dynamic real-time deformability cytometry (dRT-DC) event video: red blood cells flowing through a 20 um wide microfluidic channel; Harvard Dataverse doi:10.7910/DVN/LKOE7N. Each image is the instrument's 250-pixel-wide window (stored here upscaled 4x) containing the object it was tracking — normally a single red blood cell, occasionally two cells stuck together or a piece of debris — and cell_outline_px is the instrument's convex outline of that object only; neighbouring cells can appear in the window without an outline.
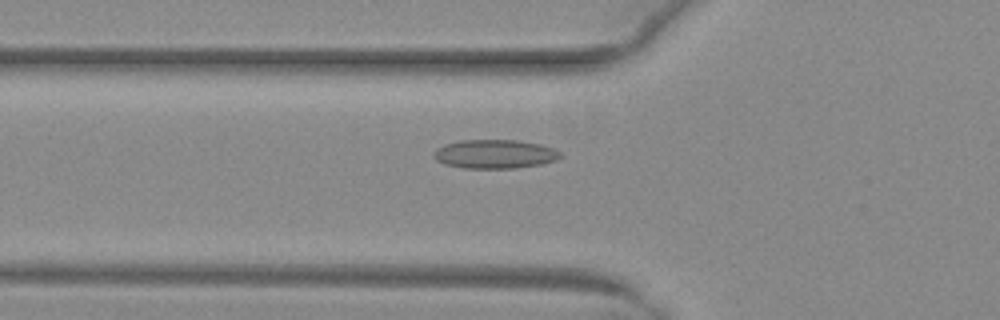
{"species": "common noctule bat (a hibernating species)", "species_latin": "Nyctalus noctula", "temperature_condition": "warm", "stored_images_in_passage": 42, "camera_frame_rate_fps": 3000, "um_per_image_px": 0.085, "animal": {"sex": "female", "body_mass_g": 29.2, "forearm_length_mm": 56.3}, "frame": {"image": 1, "passage_image": 10, "time_ms": 3.0, "image_size_px": [1000, 320], "cell_outline_px": [[564, 156], [556, 160], [540, 164], [516, 168], [464, 168], [444, 164], [436, 160], [432, 156], [432, 152], [436, 148], [444, 144], [460, 140], [516, 140], [540, 144], [552, 148], [560, 152]], "centroid_in_image_um": [42.02, 13.09], "position_along_channel_um": 83.8, "area_um2": 21.44}}
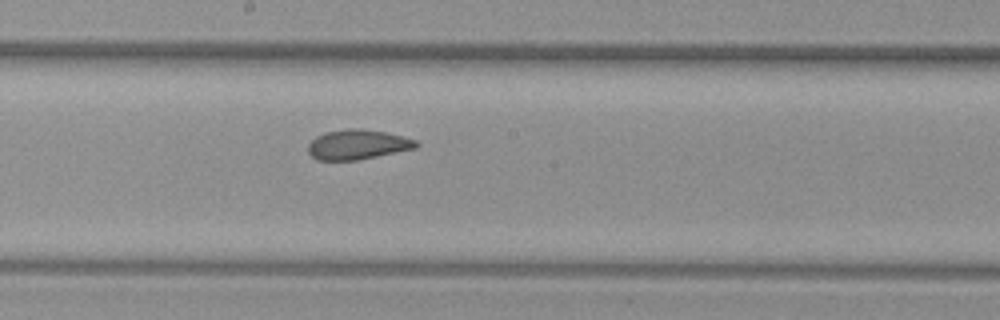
{"frame": {"image": 2, "passage_image": 20, "time_ms": 6.333, "image_size_px": [1000, 320], "cell_outline_px": [[420, 144], [416, 148], [356, 160], [316, 160], [308, 152], [308, 144], [316, 136], [324, 132], [348, 128], [360, 128], [384, 132], [416, 140]], "centroid_in_image_um": [30.36, 12.28], "position_along_channel_um": 217.8, "area_um2": 18.67}}
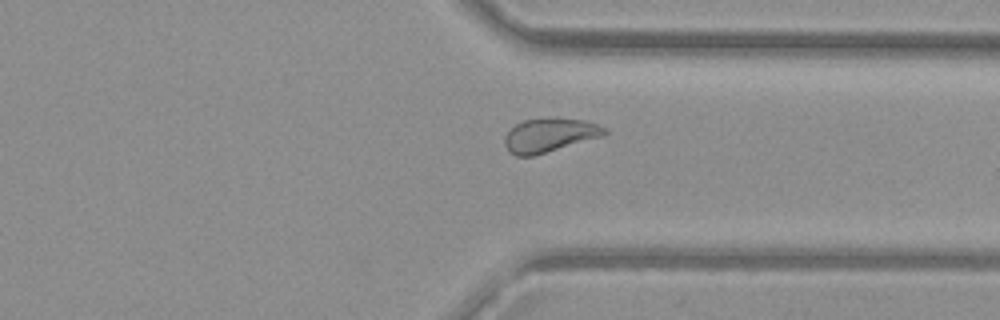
{"frame": {"image": 3, "passage_image": 31, "time_ms": 10.0, "image_size_px": [1000, 320], "cell_outline_px": [[608, 132], [604, 136], [532, 156], [516, 156], [508, 152], [504, 144], [504, 136], [516, 124], [524, 120], [552, 116], [584, 120], [596, 124], [604, 128]], "centroid_in_image_um": [46.69, 11.47], "position_along_channel_um": 364.7, "area_um2": 19.94}}